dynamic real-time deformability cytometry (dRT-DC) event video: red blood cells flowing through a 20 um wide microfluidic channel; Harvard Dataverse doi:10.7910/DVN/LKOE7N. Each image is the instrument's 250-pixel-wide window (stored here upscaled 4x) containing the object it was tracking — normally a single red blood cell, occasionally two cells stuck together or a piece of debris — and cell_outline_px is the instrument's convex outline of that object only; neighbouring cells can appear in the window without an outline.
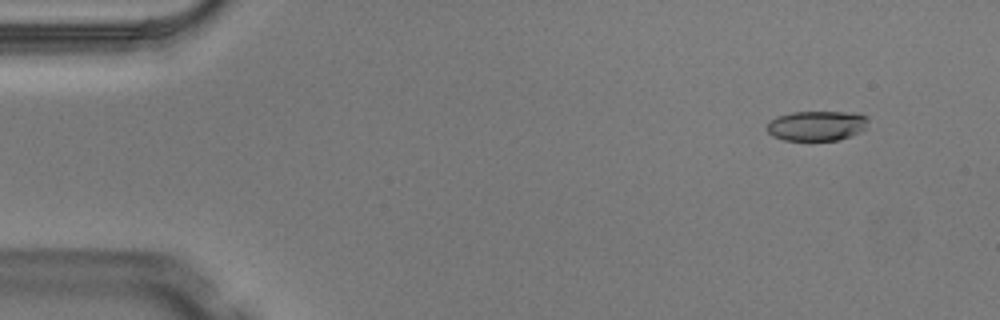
{"species": "Egyptian fruit bat (a non-hibernating species)", "species_latin": "Rousettus aegyptiacus", "temperature_condition": "warm", "stored_images_in_passage": 4, "camera_frame_rate_fps": 3000, "um_per_image_px": 0.085, "animal": {"sex": "male"}, "frame": {"image": 1, "passage_image": 2, "time_ms": 0.333, "image_size_px": [1000, 320], "cell_outline_px": [[868, 128], [860, 132], [836, 140], [784, 140], [772, 136], [764, 128], [768, 120], [776, 116], [792, 112], [856, 112], [868, 116]], "centroid_in_image_um": [69.4, 10.67], "position_along_channel_um": 15.6, "area_um2": 18.03}}
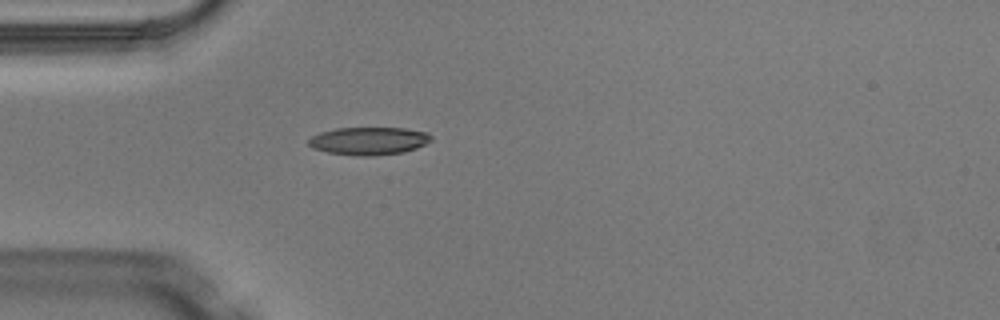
{"frame": {"image": 2, "passage_image": 4, "time_ms": 1.0, "image_size_px": [1000, 320], "cell_outline_px": [[432, 140], [416, 148], [404, 152], [376, 156], [360, 156], [328, 152], [312, 148], [308, 144], [308, 140], [312, 136], [320, 132], [336, 128], [404, 128], [428, 132], [432, 136]], "centroid_in_image_um": [31.36, 11.98], "position_along_channel_um": 53.6, "area_um2": 19.94}}